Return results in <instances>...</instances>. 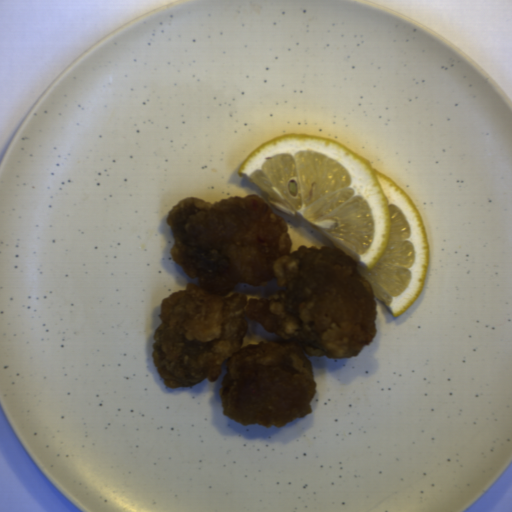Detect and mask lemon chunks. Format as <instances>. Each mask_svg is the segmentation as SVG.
<instances>
[{
	"label": "lemon chunks",
	"instance_id": "1",
	"mask_svg": "<svg viewBox=\"0 0 512 512\" xmlns=\"http://www.w3.org/2000/svg\"><path fill=\"white\" fill-rule=\"evenodd\" d=\"M239 177L272 209L306 221L350 256L393 316L415 303L428 278L431 250L409 194L351 147L291 132L258 145Z\"/></svg>",
	"mask_w": 512,
	"mask_h": 512
}]
</instances>
